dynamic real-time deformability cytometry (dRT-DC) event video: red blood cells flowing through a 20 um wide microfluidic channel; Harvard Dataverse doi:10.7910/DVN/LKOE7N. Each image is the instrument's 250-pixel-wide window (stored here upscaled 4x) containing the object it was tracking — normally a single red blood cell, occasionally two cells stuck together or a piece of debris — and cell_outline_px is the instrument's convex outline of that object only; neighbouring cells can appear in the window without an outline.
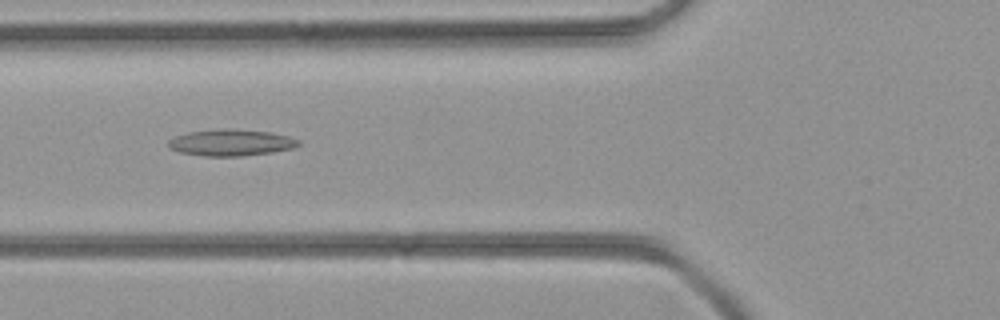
{"species": "common noctule bat (a hibernating species)", "species_latin": "Nyctalus noctula", "temperature_condition": "room temperature", "stored_images_in_passage": 33, "camera_frame_rate_fps": 3000, "um_per_image_px": 0.085, "animal": {"sex": "female", "body_mass_g": 21.9}, "frame": {"image": 1, "passage_image": 6, "time_ms": 1.667, "image_size_px": [1000, 320], "cell_outline_px": [[300, 144], [296, 148], [272, 152], [244, 156], [204, 156], [180, 152], [168, 148], [168, 140], [176, 136], [188, 132], [224, 128], [228, 128], [272, 132], [288, 136], [300, 140]], "centroid_in_image_um": [19.66, 12.12], "position_along_channel_um": 106.1, "area_um2": 20.29}}
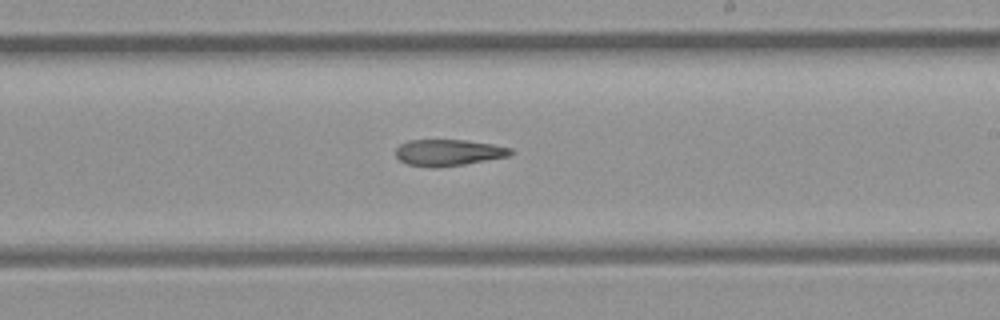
{"frame": {"image": 2, "passage_image": 15, "time_ms": 4.667, "image_size_px": [1000, 320], "cell_outline_px": [[512, 152], [508, 156], [464, 164], [436, 168], [428, 168], [408, 164], [400, 160], [396, 156], [396, 148], [400, 144], [408, 140], [464, 140], [492, 144], [512, 148]], "centroid_in_image_um": [38.07, 12.97], "position_along_channel_um": 250.9, "area_um2": 17.63}}
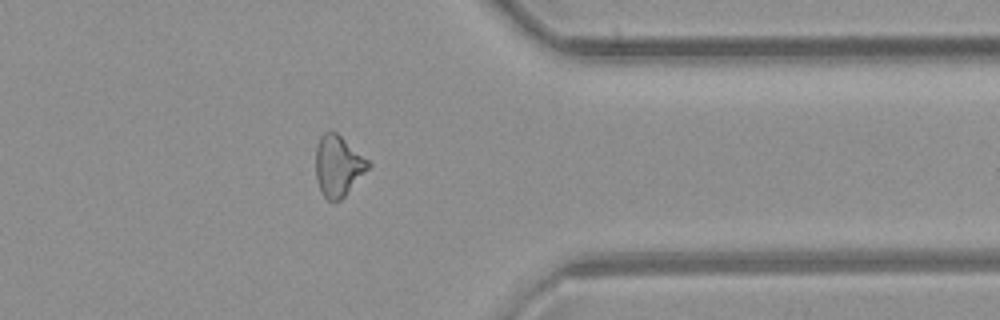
{"frame": {"image": 3, "passage_image": 24, "time_ms": 7.667, "image_size_px": [1000, 320], "cell_outline_px": [[372, 164], [344, 196], [340, 200], [328, 200], [320, 192], [316, 180], [316, 144], [320, 136], [324, 132], [336, 132], [368, 160]], "centroid_in_image_um": [28.71, 14.09], "position_along_channel_um": 382.7, "area_um2": 18.38}}